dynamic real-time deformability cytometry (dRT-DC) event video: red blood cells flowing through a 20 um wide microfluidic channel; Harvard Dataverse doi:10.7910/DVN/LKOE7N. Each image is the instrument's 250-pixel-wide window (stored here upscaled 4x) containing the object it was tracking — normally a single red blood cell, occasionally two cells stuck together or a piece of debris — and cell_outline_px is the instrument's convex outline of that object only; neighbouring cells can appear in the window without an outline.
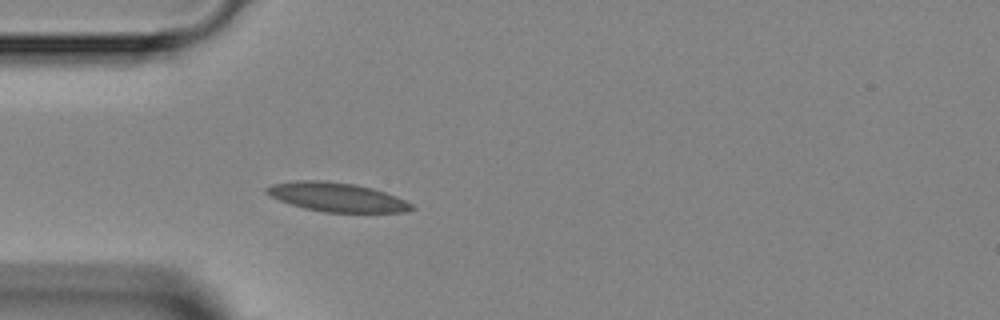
{"species": "Egyptian fruit bat (a non-hibernating species)", "species_latin": "Rousettus aegyptiacus", "temperature_condition": "room temperature", "stored_images_in_passage": 2, "camera_frame_rate_fps": 3000, "um_per_image_px": 0.085, "animal": {"sex": "female"}, "frame": {"image": 1, "passage_image": 2, "time_ms": 1.333, "image_size_px": [1000, 320], "cell_outline_px": [[416, 208], [404, 212], [324, 212], [304, 208], [280, 200], [264, 192], [264, 188], [272, 184], [296, 180], [324, 180], [356, 184], [372, 188], [384, 192], [404, 200], [412, 204]], "centroid_in_image_um": [28.61, 16.74], "position_along_channel_um": 56.4, "area_um2": 24.39}}